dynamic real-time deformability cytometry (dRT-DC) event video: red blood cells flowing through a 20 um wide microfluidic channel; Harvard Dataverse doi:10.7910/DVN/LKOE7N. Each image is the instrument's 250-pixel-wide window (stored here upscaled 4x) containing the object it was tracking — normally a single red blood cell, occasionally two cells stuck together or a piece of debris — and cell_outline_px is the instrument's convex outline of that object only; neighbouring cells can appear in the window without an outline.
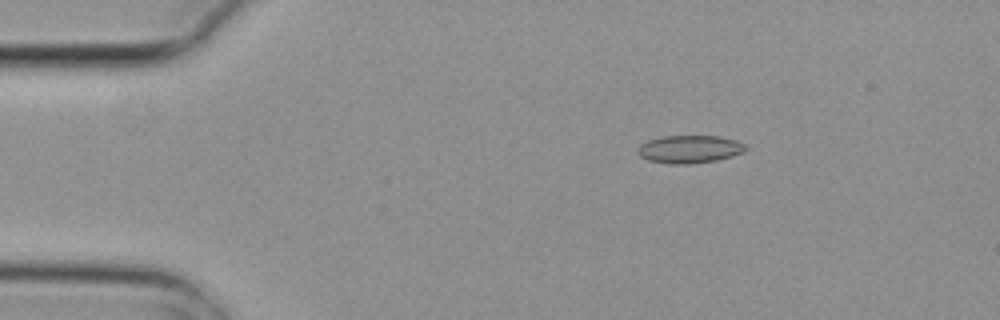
{"species": "common noctule bat (a hibernating species)", "species_latin": "Nyctalus noctula", "temperature_condition": "cold", "stored_images_in_passage": 5, "camera_frame_rate_fps": 3000, "um_per_image_px": 0.085, "animal": {"sex": "female", "body_mass_g": 29.2, "forearm_length_mm": 56.3}, "frame": {"image": 1, "passage_image": 3, "time_ms": 0.667, "image_size_px": [1000, 320], "cell_outline_px": [[748, 148], [744, 152], [732, 156], [716, 160], [688, 164], [668, 164], [648, 160], [640, 156], [636, 152], [636, 148], [640, 144], [648, 140], [664, 136], [720, 136], [736, 140], [744, 144]], "centroid_in_image_um": [58.59, 12.68], "position_along_channel_um": 26.4, "area_um2": 17.63}}